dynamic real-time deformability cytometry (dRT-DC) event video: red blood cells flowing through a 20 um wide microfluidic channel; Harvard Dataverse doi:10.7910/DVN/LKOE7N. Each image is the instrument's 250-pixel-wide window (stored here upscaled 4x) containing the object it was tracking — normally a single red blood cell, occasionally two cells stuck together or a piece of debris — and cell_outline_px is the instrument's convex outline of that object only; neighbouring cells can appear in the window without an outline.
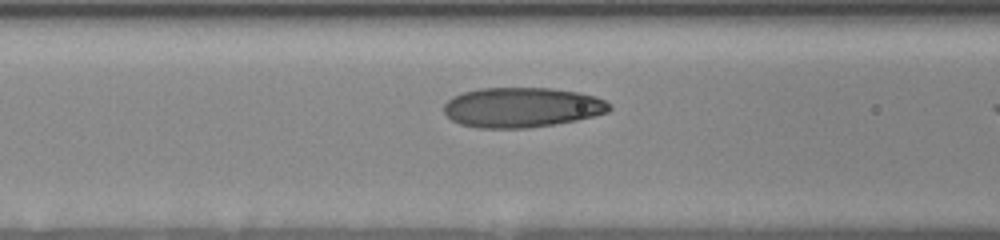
{"species": "human", "species_latin": "Homo sapiens", "temperature_condition": "room temperature", "stored_images_in_passage": 20, "camera_frame_rate_fps": 3000, "um_per_image_px": 0.085, "donor": {"sex": "female"}, "frame": {"image": 1, "passage_image": 17, "time_ms": 5.667, "image_size_px": [1000, 240], "cell_outline_px": [[612, 108], [608, 112], [576, 120], [528, 128], [476, 128], [460, 124], [452, 120], [444, 112], [444, 104], [452, 96], [464, 92], [480, 88], [552, 88], [580, 92], [596, 96], [604, 100]], "centroid_in_image_um": [44.34, 9.12], "position_along_channel_um": 122.3, "area_um2": 38.55}}